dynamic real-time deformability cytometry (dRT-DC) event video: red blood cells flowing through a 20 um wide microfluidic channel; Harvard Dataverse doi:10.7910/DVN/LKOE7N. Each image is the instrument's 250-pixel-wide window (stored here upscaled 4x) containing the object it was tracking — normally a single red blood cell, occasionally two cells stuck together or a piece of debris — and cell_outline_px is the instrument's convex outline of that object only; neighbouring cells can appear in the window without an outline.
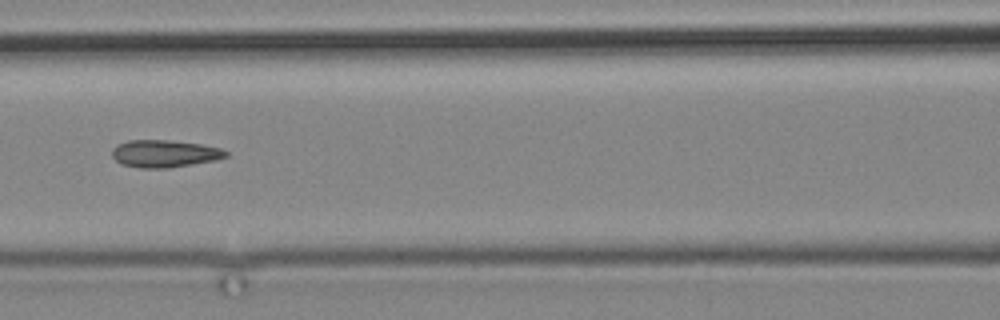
{"species": "common noctule bat (a hibernating species)", "species_latin": "Nyctalus noctula", "temperature_condition": "cold", "stored_images_in_passage": 9, "camera_frame_rate_fps": 3000, "um_per_image_px": 0.085, "animal": {"sex": "male", "body_mass_g": 19.2, "forearm_length_mm": 51.8}, "frame": {"image": 1, "passage_image": 7, "time_ms": 7.0, "image_size_px": [1000, 320], "cell_outline_px": [[228, 156], [216, 160], [168, 168], [140, 168], [120, 164], [112, 156], [112, 148], [128, 140], [168, 140], [200, 144], [220, 148], [228, 152]], "centroid_in_image_um": [13.98, 13.06], "position_along_channel_um": 152.6, "area_um2": 18.09}}
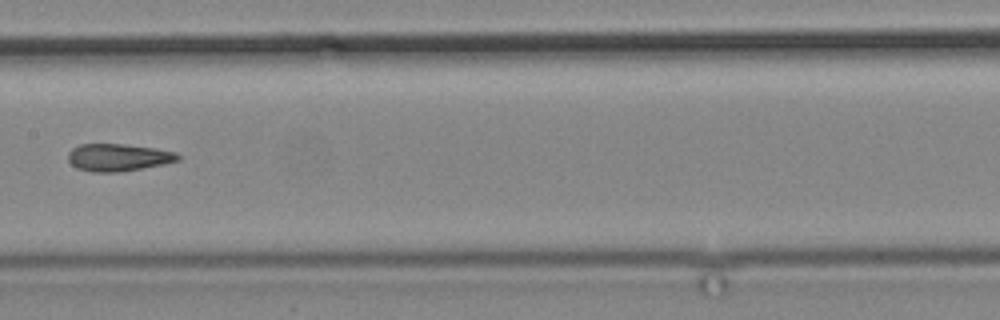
{"frame": {"image": 2, "passage_image": 8, "time_ms": 8.333, "image_size_px": [1000, 320], "cell_outline_px": [[180, 160], [164, 164], [120, 172], [92, 172], [76, 168], [68, 160], [68, 152], [72, 148], [80, 144], [120, 144], [156, 148], [176, 152], [180, 156]], "centroid_in_image_um": [10.04, 13.38], "position_along_channel_um": 197.4, "area_um2": 17.57}}
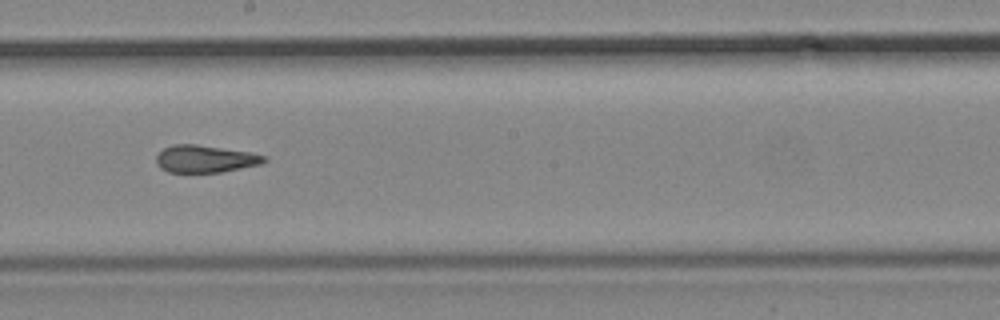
{"frame": {"image": 3, "passage_image": 9, "time_ms": 9.333, "image_size_px": [1000, 320], "cell_outline_px": [[268, 160], [264, 164], [220, 172], [168, 172], [160, 168], [156, 164], [156, 156], [164, 148], [172, 144], [196, 144], [252, 152], [268, 156]], "centroid_in_image_um": [17.49, 13.5], "position_along_channel_um": 230.7, "area_um2": 17.46}}